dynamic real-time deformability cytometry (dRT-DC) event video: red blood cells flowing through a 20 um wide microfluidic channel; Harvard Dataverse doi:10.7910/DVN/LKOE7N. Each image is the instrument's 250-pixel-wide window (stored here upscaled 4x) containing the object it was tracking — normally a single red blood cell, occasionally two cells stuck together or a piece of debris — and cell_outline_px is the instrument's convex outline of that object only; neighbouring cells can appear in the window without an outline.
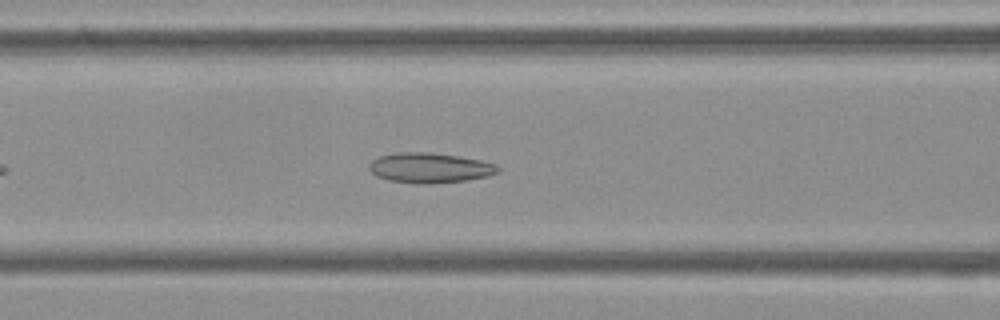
{"species": "Egyptian fruit bat (a non-hibernating species)", "species_latin": "Rousettus aegyptiacus", "temperature_condition": "cold", "stored_images_in_passage": 42, "camera_frame_rate_fps": 3000, "um_per_image_px": 0.085, "frame": {"image": 1, "passage_image": 11, "time_ms": 3.333, "image_size_px": [1000, 320], "cell_outline_px": [[500, 172], [488, 176], [464, 180], [424, 184], [420, 184], [388, 180], [376, 176], [368, 168], [368, 164], [372, 160], [380, 156], [396, 152], [428, 152], [456, 156], [480, 160], [496, 164], [500, 168]], "centroid_in_image_um": [36.51, 14.26], "position_along_channel_um": 130.1, "area_um2": 22.48}}
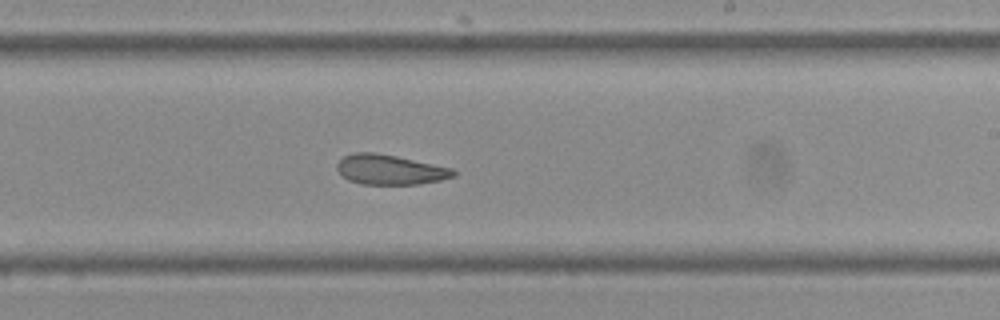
{"frame": {"image": 2, "passage_image": 21, "time_ms": 6.667, "image_size_px": [1000, 320], "cell_outline_px": [[456, 176], [440, 180], [420, 184], [360, 184], [348, 180], [336, 168], [336, 164], [344, 156], [352, 152], [372, 152], [396, 156], [452, 168], [456, 172]], "centroid_in_image_um": [33.14, 14.42], "position_along_channel_um": 255.9, "area_um2": 20.23}}
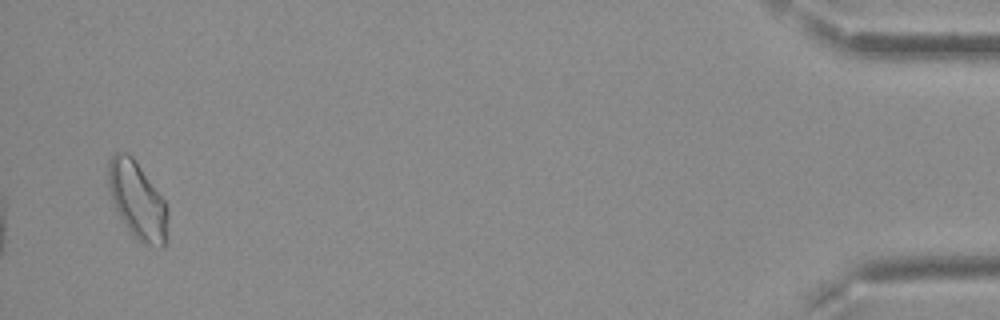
{"frame": {"image": 3, "passage_image": 41, "time_ms": 13.333, "image_size_px": [1000, 320], "cell_outline_px": [[168, 216], [164, 244], [160, 248], [144, 244], [128, 228], [116, 212], [108, 192], [108, 160], [116, 152], [128, 152], [132, 156], [164, 200], [168, 208]], "centroid_in_image_um": [11.65, 17.0], "position_along_channel_um": 423.6, "area_um2": 26.53}, "authors_computed_cell_mechanics": {"area_um2": 22.1952, "velocity_mm_per_s": 3.7747, "shape_relaxation_time_tau1_ms": 5.9584, "shape_relaxation_time_tau2_ms": 3.7365, "deformation_change_tau1": 0.1059, "deformation_change_tau2": 0.1117}}